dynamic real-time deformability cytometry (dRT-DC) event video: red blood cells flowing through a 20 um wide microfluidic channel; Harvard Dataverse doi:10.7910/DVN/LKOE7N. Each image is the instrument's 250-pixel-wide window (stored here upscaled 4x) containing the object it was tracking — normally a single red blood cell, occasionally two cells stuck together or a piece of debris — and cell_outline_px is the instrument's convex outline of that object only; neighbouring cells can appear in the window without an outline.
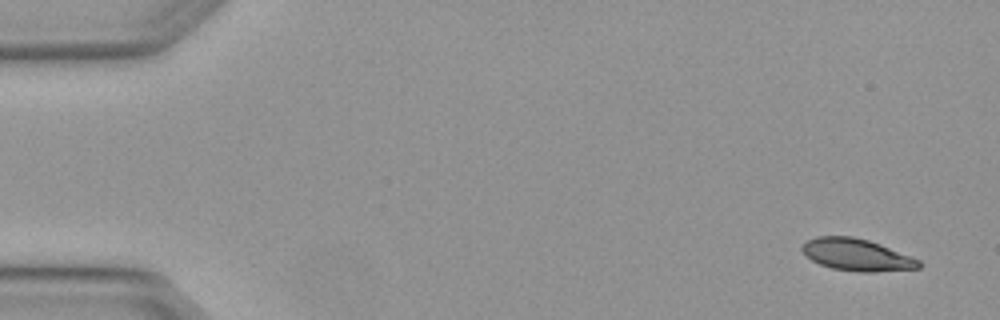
{"species": "Egyptian fruit bat (a non-hibernating species)", "species_latin": "Rousettus aegyptiacus", "temperature_condition": "warm", "stored_images_in_passage": 5, "camera_frame_rate_fps": 3000, "um_per_image_px": 0.085, "animal": {"sex": "female"}, "frame": {"image": 1, "passage_image": 1, "time_ms": 0.0, "image_size_px": [1000, 320], "cell_outline_px": [[920, 268], [872, 272], [856, 272], [832, 268], [820, 264], [812, 260], [800, 248], [808, 240], [816, 236], [852, 236], [868, 240], [880, 244], [920, 260]], "centroid_in_image_um": [72.82, 21.66], "position_along_channel_um": 12.2, "area_um2": 21.56}}
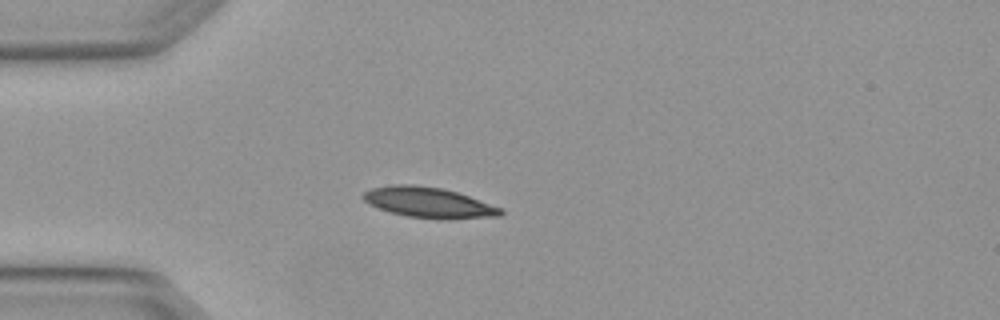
{"frame": {"image": 2, "passage_image": 4, "time_ms": 1.0, "image_size_px": [1000, 320], "cell_outline_px": [[504, 212], [500, 216], [448, 220], [408, 216], [392, 212], [368, 204], [360, 196], [364, 192], [372, 188], [392, 184], [416, 184], [440, 188], [456, 192], [504, 208]], "centroid_in_image_um": [36.46, 17.21], "position_along_channel_um": 48.5, "area_um2": 24.51}}